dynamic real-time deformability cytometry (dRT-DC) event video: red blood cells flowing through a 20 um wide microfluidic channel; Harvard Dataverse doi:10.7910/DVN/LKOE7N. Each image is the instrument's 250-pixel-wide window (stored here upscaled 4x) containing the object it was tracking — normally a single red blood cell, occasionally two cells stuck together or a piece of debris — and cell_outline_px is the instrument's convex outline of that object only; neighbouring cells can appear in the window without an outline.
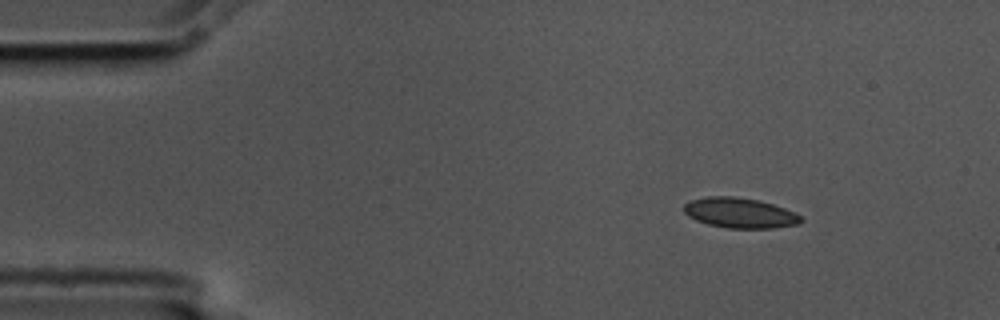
{"species": "common noctule bat (a hibernating species)", "species_latin": "Nyctalus noctula", "temperature_condition": "cold", "stored_images_in_passage": 4, "camera_frame_rate_fps": 3000, "um_per_image_px": 0.085, "animal": {"sex": "male", "body_mass_g": 17.5, "forearm_length_mm": 52.3}, "frame": {"image": 1, "passage_image": 2, "time_ms": 0.333, "image_size_px": [1000, 320], "cell_outline_px": [[804, 220], [800, 224], [772, 228], [728, 228], [708, 224], [696, 220], [688, 216], [684, 212], [684, 204], [688, 200], [708, 196], [732, 196], [760, 200], [784, 208], [800, 216]], "centroid_in_image_um": [62.86, 18.09], "position_along_channel_um": 22.1, "area_um2": 20.63}}